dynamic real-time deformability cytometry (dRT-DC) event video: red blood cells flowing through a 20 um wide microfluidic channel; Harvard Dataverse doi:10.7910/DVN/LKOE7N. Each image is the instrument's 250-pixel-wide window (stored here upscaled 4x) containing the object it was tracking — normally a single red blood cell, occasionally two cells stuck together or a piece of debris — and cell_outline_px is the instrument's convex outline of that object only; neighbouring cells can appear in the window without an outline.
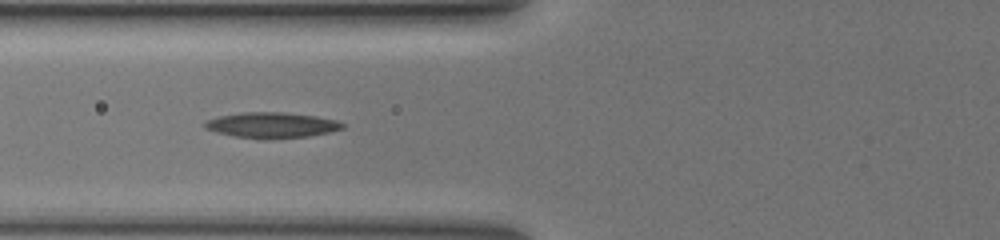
{"species": "common noctule bat (a hibernating species)", "species_latin": "Nyctalus noctula", "temperature_condition": "warm", "stored_images_in_passage": 36, "camera_frame_rate_fps": 3000, "um_per_image_px": 0.085, "animal": {"sex": "female", "body_mass_g": 19.5, "forearm_length_mm": 54.1}, "frame": {"image": 1, "passage_image": 6, "time_ms": 1.667, "image_size_px": [1000, 240], "cell_outline_px": [[344, 128], [328, 132], [308, 136], [264, 140], [260, 140], [232, 136], [216, 132], [204, 128], [204, 124], [208, 120], [220, 116], [244, 112], [284, 112], [316, 116], [336, 120], [344, 124]], "centroid_in_image_um": [23.08, 10.65], "position_along_channel_um": 102.7, "area_um2": 20.63}}
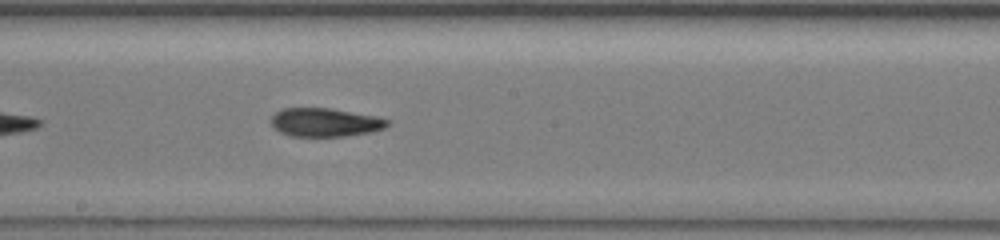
{"frame": {"image": 2, "passage_image": 15, "time_ms": 4.667, "image_size_px": [1000, 240], "cell_outline_px": [[388, 124], [384, 128], [372, 132], [344, 136], [292, 136], [280, 132], [272, 128], [272, 116], [276, 112], [284, 108], [328, 108], [376, 116], [388, 120]], "centroid_in_image_um": [27.61, 10.4], "position_along_channel_um": 220.6, "area_um2": 19.19}}
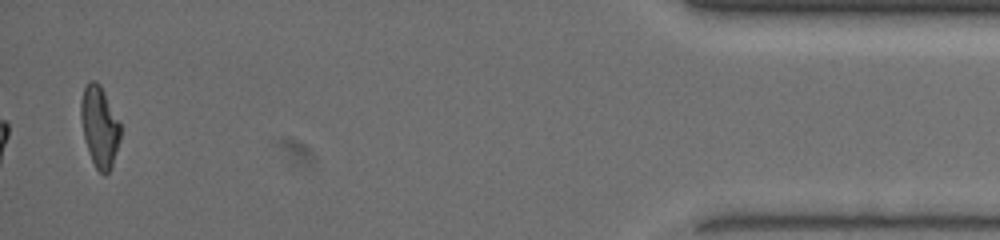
{"frame": {"image": 3, "passage_image": 36, "time_ms": 11.667, "image_size_px": [1000, 240], "cell_outline_px": [[120, 140], [112, 168], [104, 176], [96, 168], [88, 152], [84, 136], [80, 116], [80, 100], [84, 88], [92, 80], [96, 80], [100, 84], [120, 124]], "centroid_in_image_um": [8.46, 10.79], "position_along_channel_um": 426.7, "area_um2": 18.55}, "authors_computed_cell_mechanics": {"area_um2": 19.3919, "velocity_mm_per_s": 3.9313, "shape_relaxation_time_tau1_ms": null, "shape_relaxation_time_tau2_ms": 3.2609, "deformation_change_tau1": null, "deformation_change_tau2": 0.1143}}